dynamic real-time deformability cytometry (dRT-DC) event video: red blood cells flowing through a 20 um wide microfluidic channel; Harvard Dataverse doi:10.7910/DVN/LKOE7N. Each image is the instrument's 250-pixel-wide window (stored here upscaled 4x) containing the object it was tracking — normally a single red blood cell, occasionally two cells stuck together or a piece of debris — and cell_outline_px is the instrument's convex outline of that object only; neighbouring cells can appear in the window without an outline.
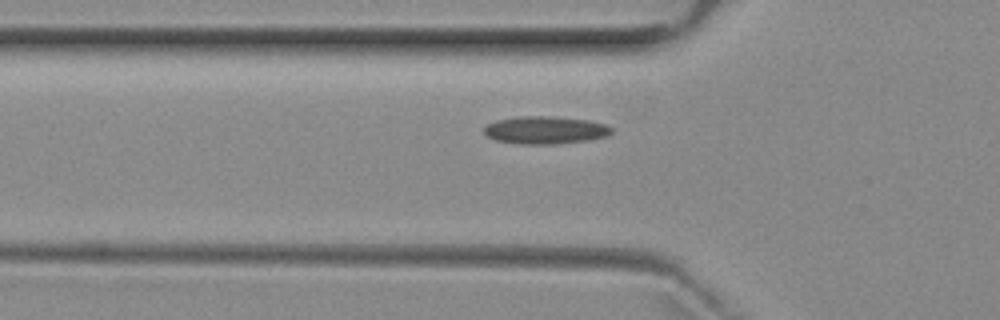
{"species": "common noctule bat (a hibernating species)", "species_latin": "Nyctalus noctula", "temperature_condition": "room temperature", "stored_images_in_passage": 4, "camera_frame_rate_fps": 3000, "um_per_image_px": 0.085, "animal": {"sex": "female", "body_mass_g": 29.2, "forearm_length_mm": 56.3}, "frame": {"image": 1, "passage_image": 4, "time_ms": 4.333, "image_size_px": [1000, 320], "cell_outline_px": [[612, 132], [608, 136], [584, 140], [552, 144], [520, 144], [496, 140], [488, 136], [484, 132], [484, 128], [488, 124], [496, 120], [520, 116], [552, 116], [588, 120], [604, 124], [612, 128]], "centroid_in_image_um": [46.33, 11.05], "position_along_channel_um": 79.5, "area_um2": 20.35}}